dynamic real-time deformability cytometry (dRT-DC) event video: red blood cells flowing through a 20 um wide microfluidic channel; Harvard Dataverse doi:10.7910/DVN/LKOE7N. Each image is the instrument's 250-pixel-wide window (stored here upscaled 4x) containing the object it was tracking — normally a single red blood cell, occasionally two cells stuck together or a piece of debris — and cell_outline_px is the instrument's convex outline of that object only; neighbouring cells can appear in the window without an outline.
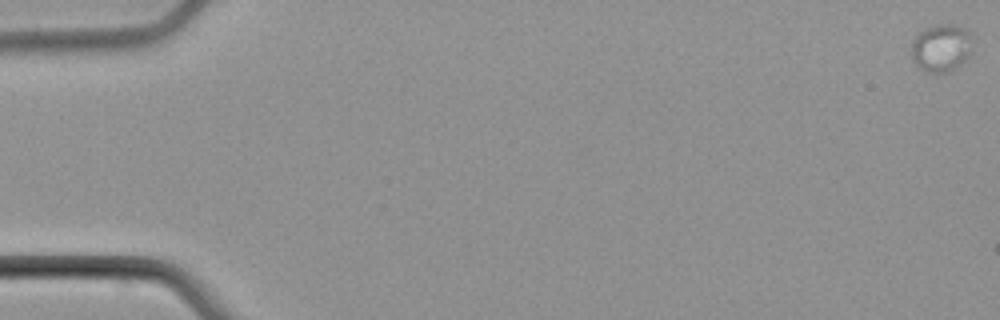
{"species": "common noctule bat (a hibernating species)", "species_latin": "Nyctalus noctula", "temperature_condition": "cold", "stored_images_in_passage": 5, "camera_frame_rate_fps": 3000, "um_per_image_px": 0.085, "animal": {"sex": "male", "body_mass_g": 21.5, "forearm_length_mm": 52.0}, "frame": {"image": 1, "passage_image": 1, "time_ms": 0.0, "image_size_px": [1000, 320], "cell_outline_px": [[968, 56], [960, 64], [944, 72], [928, 72], [916, 68], [912, 60], [912, 40], [924, 28], [936, 24], [956, 24], [964, 28], [968, 32]], "centroid_in_image_um": [79.91, 4.06], "position_along_channel_um": 5.1, "area_um2": 16.53}}
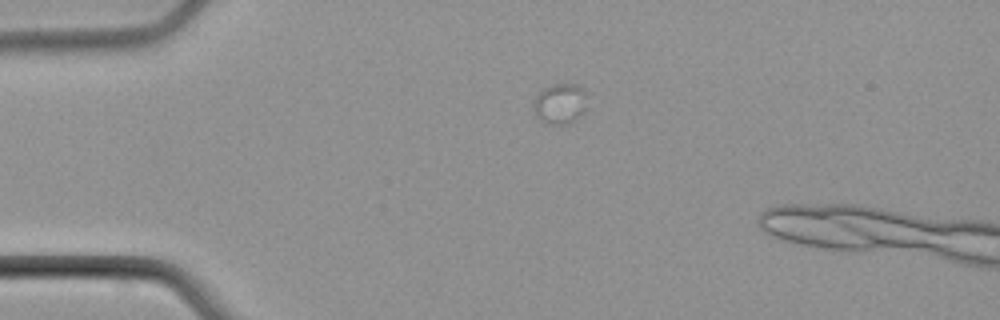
{"frame": {"image": 2, "passage_image": 4, "time_ms": 4.333, "image_size_px": [1000, 320], "cell_outline_px": [[588, 108], [568, 124], [544, 124], [536, 116], [532, 108], [532, 104], [536, 96], [544, 88], [552, 84], [580, 84], [584, 92]], "centroid_in_image_um": [47.59, 8.82], "position_along_channel_um": 37.4, "area_um2": 12.83}}